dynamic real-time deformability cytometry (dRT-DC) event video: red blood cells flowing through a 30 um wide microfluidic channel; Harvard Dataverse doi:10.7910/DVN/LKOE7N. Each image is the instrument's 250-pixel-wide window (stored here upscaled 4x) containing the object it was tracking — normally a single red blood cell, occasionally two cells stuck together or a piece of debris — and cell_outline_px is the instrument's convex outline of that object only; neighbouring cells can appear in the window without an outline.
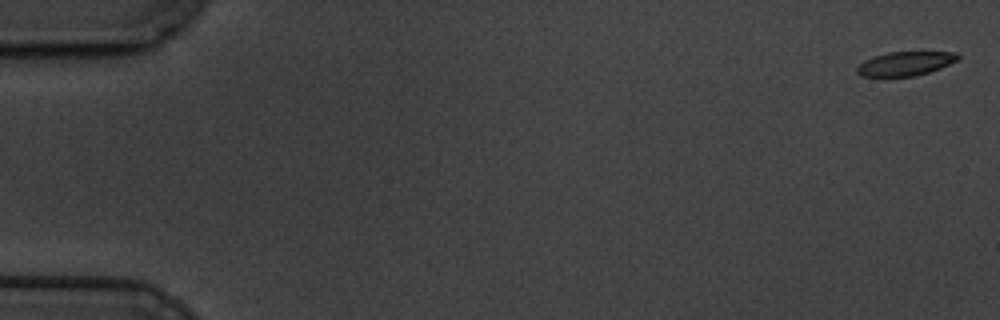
{"species": "common noctule bat (a hibernating species)", "species_latin": "Nyctalus noctula", "temperature_condition": "cold", "stored_images_in_passage": 7, "camera_frame_rate_fps": 3000, "um_per_image_px": 0.085, "animal": {"sex": "male", "body_mass_g": 19.5, "forearm_length_mm": 54.6}, "frame": {"image": 1, "passage_image": 1, "time_ms": 0.0, "image_size_px": [1000, 320], "cell_outline_px": [[960, 56], [956, 60], [940, 68], [916, 76], [884, 80], [860, 76], [856, 72], [856, 68], [864, 60], [872, 56], [888, 52], [956, 52]], "centroid_in_image_um": [76.83, 5.46], "position_along_channel_um": 8.2, "area_um2": 14.85}}
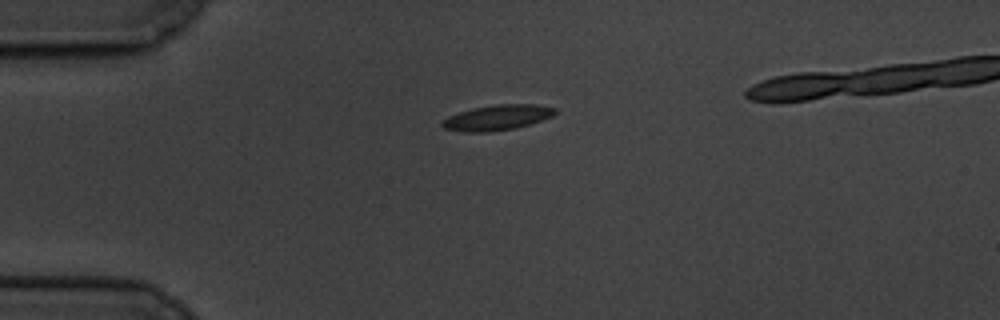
{"frame": {"image": 2, "passage_image": 5, "time_ms": 4.667, "image_size_px": [1000, 320], "cell_outline_px": [[556, 112], [552, 116], [516, 128], [492, 132], [464, 132], [444, 128], [440, 124], [448, 116], [472, 108], [496, 104], [536, 104], [556, 108]], "centroid_in_image_um": [42.25, 9.99], "position_along_channel_um": 42.7, "area_um2": 16.59}}